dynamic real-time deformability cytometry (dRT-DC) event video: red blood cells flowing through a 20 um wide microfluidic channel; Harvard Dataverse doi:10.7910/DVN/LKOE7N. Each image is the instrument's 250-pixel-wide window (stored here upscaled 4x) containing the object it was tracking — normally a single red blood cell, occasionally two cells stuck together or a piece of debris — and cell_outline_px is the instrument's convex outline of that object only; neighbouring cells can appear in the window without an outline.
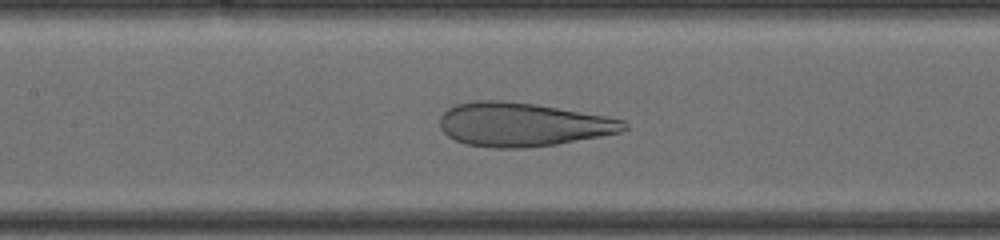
{"species": "human", "species_latin": "Homo sapiens", "temperature_condition": "cold", "stored_images_in_passage": 47, "camera_frame_rate_fps": 3000, "um_per_image_px": 0.085, "donor": {"sex": "male"}, "frame": {"image": 1, "passage_image": 23, "time_ms": 7.0, "image_size_px": [1000, 240], "cell_outline_px": [[628, 128], [620, 132], [600, 136], [556, 144], [520, 148], [496, 148], [468, 144], [456, 140], [448, 136], [440, 128], [440, 116], [448, 108], [456, 104], [476, 100], [500, 100], [532, 104], [608, 116], [624, 120], [628, 124]], "centroid_in_image_um": [44.42, 10.58], "position_along_channel_um": 163.0, "area_um2": 46.64}}
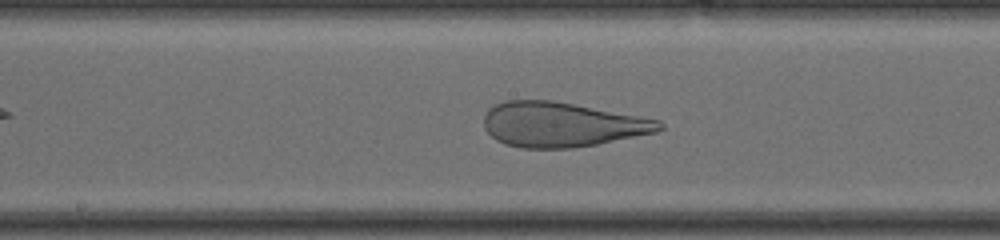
{"frame": {"image": 2, "passage_image": 26, "time_ms": 8.0, "image_size_px": [1000, 240], "cell_outline_px": [[664, 128], [656, 132], [596, 144], [572, 148], [520, 148], [504, 144], [496, 140], [484, 128], [484, 116], [488, 108], [504, 100], [552, 100], [640, 116], [660, 120], [664, 124]], "centroid_in_image_um": [47.72, 10.58], "position_along_channel_um": 200.5, "area_um2": 45.78}}
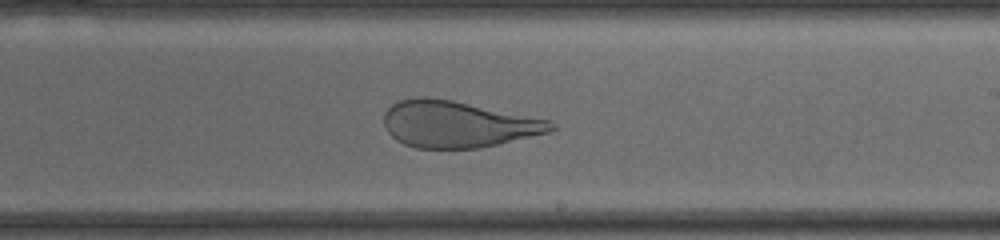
{"frame": {"image": 3, "passage_image": 30, "time_ms": 9.333, "image_size_px": [1000, 240], "cell_outline_px": [[556, 128], [552, 132], [480, 148], [416, 148], [404, 144], [396, 140], [388, 132], [384, 124], [384, 112], [392, 104], [400, 100], [416, 96], [428, 96], [452, 100], [552, 120], [556, 124]], "centroid_in_image_um": [38.93, 10.55], "position_along_channel_um": 250.1, "area_um2": 45.66}}